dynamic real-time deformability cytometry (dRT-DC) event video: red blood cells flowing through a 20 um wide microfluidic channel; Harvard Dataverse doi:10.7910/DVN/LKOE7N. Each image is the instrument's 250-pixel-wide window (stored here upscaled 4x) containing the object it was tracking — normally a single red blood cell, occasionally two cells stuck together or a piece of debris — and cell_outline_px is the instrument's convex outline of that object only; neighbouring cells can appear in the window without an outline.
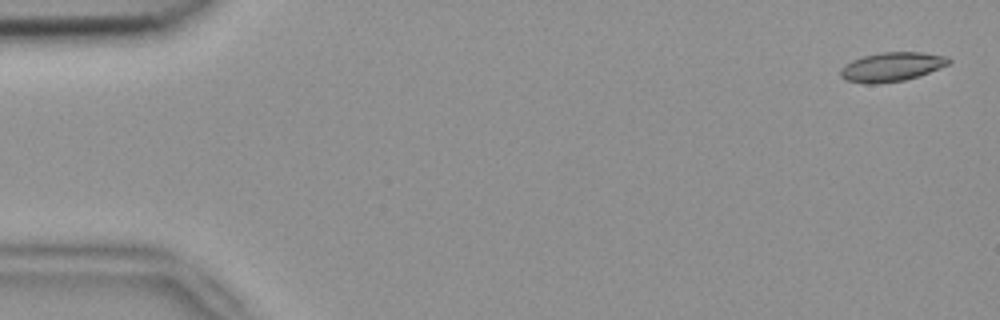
{"species": "common noctule bat (a hibernating species)", "species_latin": "Nyctalus noctula", "temperature_condition": "room temperature", "stored_images_in_passage": 5, "segment_of_instrument_passage": [1, 2], "camera_frame_rate_fps": 3000, "um_per_image_px": 0.085, "animal": {"sex": "female", "body_mass_g": 18.4}, "frame": {"image": 1, "passage_image": 1, "time_ms": 0.0, "image_size_px": [1000, 320], "cell_outline_px": [[952, 60], [948, 64], [928, 72], [904, 80], [872, 84], [868, 84], [848, 80], [840, 76], [840, 68], [844, 64], [852, 60], [864, 56], [880, 52], [920, 52], [948, 56]], "centroid_in_image_um": [75.77, 5.66], "position_along_channel_um": 9.2, "area_um2": 18.15}}
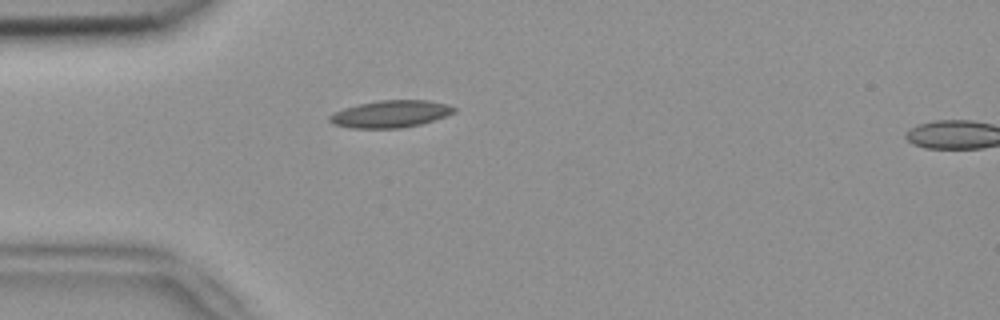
{"frame": {"image": 2, "passage_image": 4, "time_ms": 1.0, "image_size_px": [1000, 320], "cell_outline_px": [[456, 112], [420, 124], [400, 128], [348, 128], [332, 124], [328, 120], [328, 116], [344, 108], [360, 104], [380, 100], [428, 100], [448, 104], [456, 108]], "centroid_in_image_um": [33.18, 9.69], "position_along_channel_um": 51.8, "area_um2": 19.59}}